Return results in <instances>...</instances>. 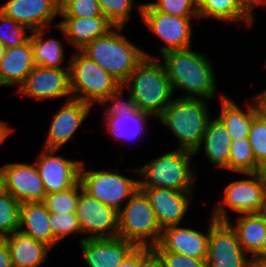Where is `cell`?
I'll list each match as a JSON object with an SVG mask.
<instances>
[{
	"label": "cell",
	"mask_w": 266,
	"mask_h": 267,
	"mask_svg": "<svg viewBox=\"0 0 266 267\" xmlns=\"http://www.w3.org/2000/svg\"><path fill=\"white\" fill-rule=\"evenodd\" d=\"M197 5H199L203 0H194Z\"/></svg>",
	"instance_id": "obj_52"
},
{
	"label": "cell",
	"mask_w": 266,
	"mask_h": 267,
	"mask_svg": "<svg viewBox=\"0 0 266 267\" xmlns=\"http://www.w3.org/2000/svg\"><path fill=\"white\" fill-rule=\"evenodd\" d=\"M229 97L226 93H220V110L216 117L226 126L232 141L248 138L252 121L258 114L254 101H245L247 105L243 108Z\"/></svg>",
	"instance_id": "obj_26"
},
{
	"label": "cell",
	"mask_w": 266,
	"mask_h": 267,
	"mask_svg": "<svg viewBox=\"0 0 266 267\" xmlns=\"http://www.w3.org/2000/svg\"><path fill=\"white\" fill-rule=\"evenodd\" d=\"M140 267H163L159 257L152 251L141 263Z\"/></svg>",
	"instance_id": "obj_47"
},
{
	"label": "cell",
	"mask_w": 266,
	"mask_h": 267,
	"mask_svg": "<svg viewBox=\"0 0 266 267\" xmlns=\"http://www.w3.org/2000/svg\"><path fill=\"white\" fill-rule=\"evenodd\" d=\"M4 189L3 184V165L0 167V191Z\"/></svg>",
	"instance_id": "obj_50"
},
{
	"label": "cell",
	"mask_w": 266,
	"mask_h": 267,
	"mask_svg": "<svg viewBox=\"0 0 266 267\" xmlns=\"http://www.w3.org/2000/svg\"><path fill=\"white\" fill-rule=\"evenodd\" d=\"M52 250L54 235L49 223V211L43 202H27L20 206L19 229Z\"/></svg>",
	"instance_id": "obj_29"
},
{
	"label": "cell",
	"mask_w": 266,
	"mask_h": 267,
	"mask_svg": "<svg viewBox=\"0 0 266 267\" xmlns=\"http://www.w3.org/2000/svg\"><path fill=\"white\" fill-rule=\"evenodd\" d=\"M231 137L226 126L216 117H211L206 125L200 146L194 151V156L202 152L209 165L215 169L229 172V153Z\"/></svg>",
	"instance_id": "obj_24"
},
{
	"label": "cell",
	"mask_w": 266,
	"mask_h": 267,
	"mask_svg": "<svg viewBox=\"0 0 266 267\" xmlns=\"http://www.w3.org/2000/svg\"><path fill=\"white\" fill-rule=\"evenodd\" d=\"M4 239L9 247L13 267H42L48 261V255L52 250L45 243L33 239L20 230Z\"/></svg>",
	"instance_id": "obj_27"
},
{
	"label": "cell",
	"mask_w": 266,
	"mask_h": 267,
	"mask_svg": "<svg viewBox=\"0 0 266 267\" xmlns=\"http://www.w3.org/2000/svg\"><path fill=\"white\" fill-rule=\"evenodd\" d=\"M258 114L266 120V88L261 89V92L254 94L252 97Z\"/></svg>",
	"instance_id": "obj_43"
},
{
	"label": "cell",
	"mask_w": 266,
	"mask_h": 267,
	"mask_svg": "<svg viewBox=\"0 0 266 267\" xmlns=\"http://www.w3.org/2000/svg\"><path fill=\"white\" fill-rule=\"evenodd\" d=\"M49 223L54 235V247L70 235L73 237L82 235L76 212L67 214L49 212Z\"/></svg>",
	"instance_id": "obj_35"
},
{
	"label": "cell",
	"mask_w": 266,
	"mask_h": 267,
	"mask_svg": "<svg viewBox=\"0 0 266 267\" xmlns=\"http://www.w3.org/2000/svg\"><path fill=\"white\" fill-rule=\"evenodd\" d=\"M58 30L74 50L83 49L88 43L105 35L114 25L104 16L96 17H60Z\"/></svg>",
	"instance_id": "obj_22"
},
{
	"label": "cell",
	"mask_w": 266,
	"mask_h": 267,
	"mask_svg": "<svg viewBox=\"0 0 266 267\" xmlns=\"http://www.w3.org/2000/svg\"><path fill=\"white\" fill-rule=\"evenodd\" d=\"M0 12L31 31L54 28L59 24L53 20L60 16V0H7Z\"/></svg>",
	"instance_id": "obj_16"
},
{
	"label": "cell",
	"mask_w": 266,
	"mask_h": 267,
	"mask_svg": "<svg viewBox=\"0 0 266 267\" xmlns=\"http://www.w3.org/2000/svg\"><path fill=\"white\" fill-rule=\"evenodd\" d=\"M152 252L148 247H135L123 259L119 267H140L143 260Z\"/></svg>",
	"instance_id": "obj_42"
},
{
	"label": "cell",
	"mask_w": 266,
	"mask_h": 267,
	"mask_svg": "<svg viewBox=\"0 0 266 267\" xmlns=\"http://www.w3.org/2000/svg\"><path fill=\"white\" fill-rule=\"evenodd\" d=\"M210 100L175 96L156 119L178 141V149L194 151L200 146L206 125L213 115Z\"/></svg>",
	"instance_id": "obj_5"
},
{
	"label": "cell",
	"mask_w": 266,
	"mask_h": 267,
	"mask_svg": "<svg viewBox=\"0 0 266 267\" xmlns=\"http://www.w3.org/2000/svg\"><path fill=\"white\" fill-rule=\"evenodd\" d=\"M152 9L176 17H199L194 0H155L146 2Z\"/></svg>",
	"instance_id": "obj_37"
},
{
	"label": "cell",
	"mask_w": 266,
	"mask_h": 267,
	"mask_svg": "<svg viewBox=\"0 0 266 267\" xmlns=\"http://www.w3.org/2000/svg\"><path fill=\"white\" fill-rule=\"evenodd\" d=\"M194 158L193 152L178 148L154 157L137 167L139 187H162L196 193L199 168L194 166Z\"/></svg>",
	"instance_id": "obj_4"
},
{
	"label": "cell",
	"mask_w": 266,
	"mask_h": 267,
	"mask_svg": "<svg viewBox=\"0 0 266 267\" xmlns=\"http://www.w3.org/2000/svg\"><path fill=\"white\" fill-rule=\"evenodd\" d=\"M234 174L243 177L233 179L223 187V196L215 202L209 214L217 221H228L233 213L237 216L266 211L265 191L256 174L254 172Z\"/></svg>",
	"instance_id": "obj_9"
},
{
	"label": "cell",
	"mask_w": 266,
	"mask_h": 267,
	"mask_svg": "<svg viewBox=\"0 0 266 267\" xmlns=\"http://www.w3.org/2000/svg\"><path fill=\"white\" fill-rule=\"evenodd\" d=\"M250 259L240 246L232 226L210 215L207 267H247Z\"/></svg>",
	"instance_id": "obj_13"
},
{
	"label": "cell",
	"mask_w": 266,
	"mask_h": 267,
	"mask_svg": "<svg viewBox=\"0 0 266 267\" xmlns=\"http://www.w3.org/2000/svg\"><path fill=\"white\" fill-rule=\"evenodd\" d=\"M34 66L33 49L29 38L21 45L5 50L0 61V83L3 87H15L14 92H16Z\"/></svg>",
	"instance_id": "obj_25"
},
{
	"label": "cell",
	"mask_w": 266,
	"mask_h": 267,
	"mask_svg": "<svg viewBox=\"0 0 266 267\" xmlns=\"http://www.w3.org/2000/svg\"><path fill=\"white\" fill-rule=\"evenodd\" d=\"M4 190L20 204L43 202L46 195L35 163L10 162L3 164Z\"/></svg>",
	"instance_id": "obj_19"
},
{
	"label": "cell",
	"mask_w": 266,
	"mask_h": 267,
	"mask_svg": "<svg viewBox=\"0 0 266 267\" xmlns=\"http://www.w3.org/2000/svg\"><path fill=\"white\" fill-rule=\"evenodd\" d=\"M122 87L135 107L157 119L173 100V90L165 67L158 57H145Z\"/></svg>",
	"instance_id": "obj_3"
},
{
	"label": "cell",
	"mask_w": 266,
	"mask_h": 267,
	"mask_svg": "<svg viewBox=\"0 0 266 267\" xmlns=\"http://www.w3.org/2000/svg\"><path fill=\"white\" fill-rule=\"evenodd\" d=\"M185 226L184 224L166 227L162 230L161 239L152 251H168L197 259H207L209 221L207 229Z\"/></svg>",
	"instance_id": "obj_20"
},
{
	"label": "cell",
	"mask_w": 266,
	"mask_h": 267,
	"mask_svg": "<svg viewBox=\"0 0 266 267\" xmlns=\"http://www.w3.org/2000/svg\"><path fill=\"white\" fill-rule=\"evenodd\" d=\"M86 160L82 161L79 171V182L81 183L82 189L96 198L103 204L110 206L119 211L130 197L139 188L138 181V169L137 167H128L129 173L136 175V178H132L129 174L125 176L122 174L119 168L109 169L108 167L102 169L92 168L86 169L88 166ZM86 166V167H85Z\"/></svg>",
	"instance_id": "obj_6"
},
{
	"label": "cell",
	"mask_w": 266,
	"mask_h": 267,
	"mask_svg": "<svg viewBox=\"0 0 266 267\" xmlns=\"http://www.w3.org/2000/svg\"><path fill=\"white\" fill-rule=\"evenodd\" d=\"M124 92L127 93L126 98L123 96ZM98 106L104 109L102 110L103 116L133 111L136 108L134 100L122 86L116 92L107 96Z\"/></svg>",
	"instance_id": "obj_40"
},
{
	"label": "cell",
	"mask_w": 266,
	"mask_h": 267,
	"mask_svg": "<svg viewBox=\"0 0 266 267\" xmlns=\"http://www.w3.org/2000/svg\"><path fill=\"white\" fill-rule=\"evenodd\" d=\"M141 21L147 29L158 37L163 43L159 47V55L171 50H183L192 48L193 20L199 21V17H176L152 9L143 2Z\"/></svg>",
	"instance_id": "obj_10"
},
{
	"label": "cell",
	"mask_w": 266,
	"mask_h": 267,
	"mask_svg": "<svg viewBox=\"0 0 266 267\" xmlns=\"http://www.w3.org/2000/svg\"><path fill=\"white\" fill-rule=\"evenodd\" d=\"M41 149L34 163L46 194L73 187L79 181L82 159H71L62 154L59 155L57 149Z\"/></svg>",
	"instance_id": "obj_14"
},
{
	"label": "cell",
	"mask_w": 266,
	"mask_h": 267,
	"mask_svg": "<svg viewBox=\"0 0 266 267\" xmlns=\"http://www.w3.org/2000/svg\"><path fill=\"white\" fill-rule=\"evenodd\" d=\"M265 6L266 0H203L198 5V23L202 19H211L228 25L242 24L248 29L256 23L254 20L258 7L261 9Z\"/></svg>",
	"instance_id": "obj_18"
},
{
	"label": "cell",
	"mask_w": 266,
	"mask_h": 267,
	"mask_svg": "<svg viewBox=\"0 0 266 267\" xmlns=\"http://www.w3.org/2000/svg\"><path fill=\"white\" fill-rule=\"evenodd\" d=\"M254 173L256 174L261 186L266 192V160L257 164V168Z\"/></svg>",
	"instance_id": "obj_45"
},
{
	"label": "cell",
	"mask_w": 266,
	"mask_h": 267,
	"mask_svg": "<svg viewBox=\"0 0 266 267\" xmlns=\"http://www.w3.org/2000/svg\"><path fill=\"white\" fill-rule=\"evenodd\" d=\"M97 0H60V17L101 16Z\"/></svg>",
	"instance_id": "obj_38"
},
{
	"label": "cell",
	"mask_w": 266,
	"mask_h": 267,
	"mask_svg": "<svg viewBox=\"0 0 266 267\" xmlns=\"http://www.w3.org/2000/svg\"><path fill=\"white\" fill-rule=\"evenodd\" d=\"M30 33L31 30L25 25L18 24L0 12V42L6 49L25 43L29 39Z\"/></svg>",
	"instance_id": "obj_36"
},
{
	"label": "cell",
	"mask_w": 266,
	"mask_h": 267,
	"mask_svg": "<svg viewBox=\"0 0 266 267\" xmlns=\"http://www.w3.org/2000/svg\"><path fill=\"white\" fill-rule=\"evenodd\" d=\"M49 29L52 31L53 28L39 29L30 33L29 38L33 49L35 66L52 69L70 68V59L66 61V64L64 63L66 59V43L64 42H67L66 39L63 41V39H58L53 35L48 37Z\"/></svg>",
	"instance_id": "obj_28"
},
{
	"label": "cell",
	"mask_w": 266,
	"mask_h": 267,
	"mask_svg": "<svg viewBox=\"0 0 266 267\" xmlns=\"http://www.w3.org/2000/svg\"><path fill=\"white\" fill-rule=\"evenodd\" d=\"M247 267H266V260L251 258Z\"/></svg>",
	"instance_id": "obj_49"
},
{
	"label": "cell",
	"mask_w": 266,
	"mask_h": 267,
	"mask_svg": "<svg viewBox=\"0 0 266 267\" xmlns=\"http://www.w3.org/2000/svg\"><path fill=\"white\" fill-rule=\"evenodd\" d=\"M76 215L85 239L115 238L118 235V211L86 193L81 186Z\"/></svg>",
	"instance_id": "obj_11"
},
{
	"label": "cell",
	"mask_w": 266,
	"mask_h": 267,
	"mask_svg": "<svg viewBox=\"0 0 266 267\" xmlns=\"http://www.w3.org/2000/svg\"><path fill=\"white\" fill-rule=\"evenodd\" d=\"M257 164L248 138H241L231 142L229 172L232 174L255 172Z\"/></svg>",
	"instance_id": "obj_32"
},
{
	"label": "cell",
	"mask_w": 266,
	"mask_h": 267,
	"mask_svg": "<svg viewBox=\"0 0 266 267\" xmlns=\"http://www.w3.org/2000/svg\"><path fill=\"white\" fill-rule=\"evenodd\" d=\"M7 123L5 120L0 119V146L15 131V128Z\"/></svg>",
	"instance_id": "obj_46"
},
{
	"label": "cell",
	"mask_w": 266,
	"mask_h": 267,
	"mask_svg": "<svg viewBox=\"0 0 266 267\" xmlns=\"http://www.w3.org/2000/svg\"><path fill=\"white\" fill-rule=\"evenodd\" d=\"M70 59V89L72 99L95 108L122 84L81 50H74Z\"/></svg>",
	"instance_id": "obj_7"
},
{
	"label": "cell",
	"mask_w": 266,
	"mask_h": 267,
	"mask_svg": "<svg viewBox=\"0 0 266 267\" xmlns=\"http://www.w3.org/2000/svg\"><path fill=\"white\" fill-rule=\"evenodd\" d=\"M6 48L4 47V45L0 42V61L3 58V55L5 53Z\"/></svg>",
	"instance_id": "obj_51"
},
{
	"label": "cell",
	"mask_w": 266,
	"mask_h": 267,
	"mask_svg": "<svg viewBox=\"0 0 266 267\" xmlns=\"http://www.w3.org/2000/svg\"><path fill=\"white\" fill-rule=\"evenodd\" d=\"M234 220L229 219L227 222L235 230L244 252L252 258L261 249L262 241L266 235V211L240 214L235 216Z\"/></svg>",
	"instance_id": "obj_30"
},
{
	"label": "cell",
	"mask_w": 266,
	"mask_h": 267,
	"mask_svg": "<svg viewBox=\"0 0 266 267\" xmlns=\"http://www.w3.org/2000/svg\"><path fill=\"white\" fill-rule=\"evenodd\" d=\"M80 192L81 183L78 181L69 189L46 194L43 203L49 212L73 213L76 212Z\"/></svg>",
	"instance_id": "obj_34"
},
{
	"label": "cell",
	"mask_w": 266,
	"mask_h": 267,
	"mask_svg": "<svg viewBox=\"0 0 266 267\" xmlns=\"http://www.w3.org/2000/svg\"><path fill=\"white\" fill-rule=\"evenodd\" d=\"M91 106L80 100L63 101L51 117L48 132L41 148L60 150L73 140L75 134L91 112Z\"/></svg>",
	"instance_id": "obj_15"
},
{
	"label": "cell",
	"mask_w": 266,
	"mask_h": 267,
	"mask_svg": "<svg viewBox=\"0 0 266 267\" xmlns=\"http://www.w3.org/2000/svg\"><path fill=\"white\" fill-rule=\"evenodd\" d=\"M148 197L157 221L163 230L183 224L187 219L194 192L176 191L162 187H139ZM183 222V223H182Z\"/></svg>",
	"instance_id": "obj_17"
},
{
	"label": "cell",
	"mask_w": 266,
	"mask_h": 267,
	"mask_svg": "<svg viewBox=\"0 0 266 267\" xmlns=\"http://www.w3.org/2000/svg\"><path fill=\"white\" fill-rule=\"evenodd\" d=\"M163 267H207L206 259H197L168 251H153Z\"/></svg>",
	"instance_id": "obj_41"
},
{
	"label": "cell",
	"mask_w": 266,
	"mask_h": 267,
	"mask_svg": "<svg viewBox=\"0 0 266 267\" xmlns=\"http://www.w3.org/2000/svg\"><path fill=\"white\" fill-rule=\"evenodd\" d=\"M0 267H13L9 247L5 239H0Z\"/></svg>",
	"instance_id": "obj_44"
},
{
	"label": "cell",
	"mask_w": 266,
	"mask_h": 267,
	"mask_svg": "<svg viewBox=\"0 0 266 267\" xmlns=\"http://www.w3.org/2000/svg\"><path fill=\"white\" fill-rule=\"evenodd\" d=\"M100 11L114 26L127 27L129 21L133 18V11L137 9L141 16L143 3L138 5L136 0H97ZM137 8H136V7Z\"/></svg>",
	"instance_id": "obj_31"
},
{
	"label": "cell",
	"mask_w": 266,
	"mask_h": 267,
	"mask_svg": "<svg viewBox=\"0 0 266 267\" xmlns=\"http://www.w3.org/2000/svg\"><path fill=\"white\" fill-rule=\"evenodd\" d=\"M248 140L257 163L266 160V120L257 114L250 128Z\"/></svg>",
	"instance_id": "obj_39"
},
{
	"label": "cell",
	"mask_w": 266,
	"mask_h": 267,
	"mask_svg": "<svg viewBox=\"0 0 266 267\" xmlns=\"http://www.w3.org/2000/svg\"><path fill=\"white\" fill-rule=\"evenodd\" d=\"M11 95L27 96L37 102L55 99L71 100L70 68L52 69L34 66L23 84Z\"/></svg>",
	"instance_id": "obj_12"
},
{
	"label": "cell",
	"mask_w": 266,
	"mask_h": 267,
	"mask_svg": "<svg viewBox=\"0 0 266 267\" xmlns=\"http://www.w3.org/2000/svg\"><path fill=\"white\" fill-rule=\"evenodd\" d=\"M252 258L266 260V235L262 241L261 249Z\"/></svg>",
	"instance_id": "obj_48"
},
{
	"label": "cell",
	"mask_w": 266,
	"mask_h": 267,
	"mask_svg": "<svg viewBox=\"0 0 266 267\" xmlns=\"http://www.w3.org/2000/svg\"><path fill=\"white\" fill-rule=\"evenodd\" d=\"M21 204L6 190L0 191V239L19 229Z\"/></svg>",
	"instance_id": "obj_33"
},
{
	"label": "cell",
	"mask_w": 266,
	"mask_h": 267,
	"mask_svg": "<svg viewBox=\"0 0 266 267\" xmlns=\"http://www.w3.org/2000/svg\"><path fill=\"white\" fill-rule=\"evenodd\" d=\"M162 229L146 194L137 189L118 211V235L135 247L153 248L159 244Z\"/></svg>",
	"instance_id": "obj_8"
},
{
	"label": "cell",
	"mask_w": 266,
	"mask_h": 267,
	"mask_svg": "<svg viewBox=\"0 0 266 267\" xmlns=\"http://www.w3.org/2000/svg\"><path fill=\"white\" fill-rule=\"evenodd\" d=\"M103 117V128L107 131L109 137L119 145L134 143L135 141H142L141 139L145 136L150 124V120H156L152 115L141 112L135 108L133 111H125L116 115L102 116Z\"/></svg>",
	"instance_id": "obj_23"
},
{
	"label": "cell",
	"mask_w": 266,
	"mask_h": 267,
	"mask_svg": "<svg viewBox=\"0 0 266 267\" xmlns=\"http://www.w3.org/2000/svg\"><path fill=\"white\" fill-rule=\"evenodd\" d=\"M126 27L114 26L105 35L88 43L81 51L123 84L138 64L147 57H156L126 37ZM124 33V34H123ZM138 45V46H137Z\"/></svg>",
	"instance_id": "obj_2"
},
{
	"label": "cell",
	"mask_w": 266,
	"mask_h": 267,
	"mask_svg": "<svg viewBox=\"0 0 266 267\" xmlns=\"http://www.w3.org/2000/svg\"><path fill=\"white\" fill-rule=\"evenodd\" d=\"M87 267H119L135 246L120 237L85 239L79 242Z\"/></svg>",
	"instance_id": "obj_21"
},
{
	"label": "cell",
	"mask_w": 266,
	"mask_h": 267,
	"mask_svg": "<svg viewBox=\"0 0 266 267\" xmlns=\"http://www.w3.org/2000/svg\"><path fill=\"white\" fill-rule=\"evenodd\" d=\"M204 53L192 48L171 50L158 57L166 70L173 93L181 91L178 97L213 100L216 98V73L213 61Z\"/></svg>",
	"instance_id": "obj_1"
}]
</instances>
